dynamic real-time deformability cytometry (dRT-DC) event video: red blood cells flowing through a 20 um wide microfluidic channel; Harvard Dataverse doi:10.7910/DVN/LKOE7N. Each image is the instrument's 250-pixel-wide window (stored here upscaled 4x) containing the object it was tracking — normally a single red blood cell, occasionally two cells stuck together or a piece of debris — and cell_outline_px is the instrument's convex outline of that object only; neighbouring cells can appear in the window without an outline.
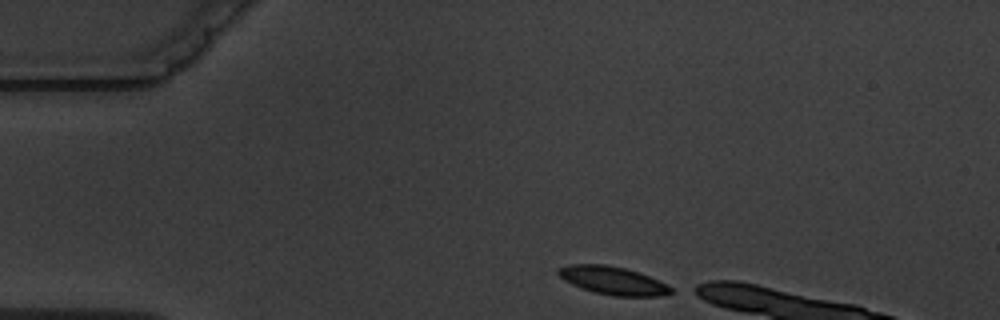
{"species": "common noctule bat (a hibernating species)", "species_latin": "Nyctalus noctula", "temperature_condition": "warm", "stored_images_in_passage": 5, "camera_frame_rate_fps": 3000, "um_per_image_px": 0.085, "animal": {"sex": "male", "body_mass_g": 19.5, "forearm_length_mm": 54.6}, "frame": {"image": 1, "passage_image": 1, "time_ms": 0.0, "image_size_px": [1000, 320], "cell_outline_px": [[676, 292], [660, 296], [612, 296], [580, 288], [564, 280], [556, 272], [560, 268], [572, 264], [604, 264], [624, 268], [648, 276], [672, 288]], "centroid_in_image_um": [52.08, 23.86], "position_along_channel_um": 32.9, "area_um2": 18.15}}